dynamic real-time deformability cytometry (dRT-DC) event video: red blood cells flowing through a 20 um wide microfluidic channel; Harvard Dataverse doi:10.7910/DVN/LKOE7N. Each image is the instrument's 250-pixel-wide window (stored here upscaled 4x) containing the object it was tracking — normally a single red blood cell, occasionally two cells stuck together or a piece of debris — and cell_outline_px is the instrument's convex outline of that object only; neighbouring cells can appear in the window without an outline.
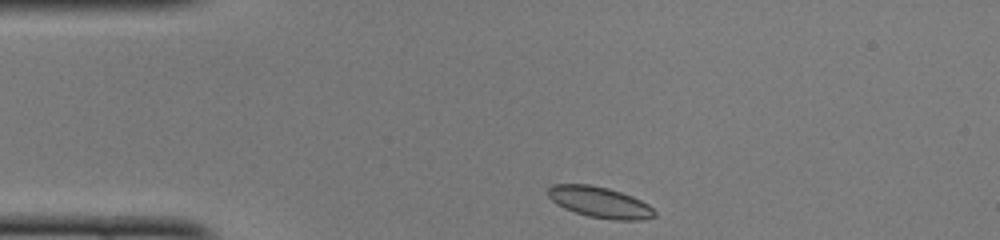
{"species": "common noctule bat (a hibernating species)", "species_latin": "Nyctalus noctula", "temperature_condition": "cold", "stored_images_in_passage": 40, "camera_frame_rate_fps": 3000, "um_per_image_px": 0.085, "animal": {"sex": "female", "body_mass_g": 22.0, "forearm_length_mm": 56.7}, "frame": {"image": 1, "passage_image": 1, "time_ms": 0.0, "image_size_px": [1000, 240], "cell_outline_px": [[656, 216], [640, 220], [612, 220], [588, 216], [564, 208], [556, 204], [548, 196], [548, 188], [552, 184], [588, 184], [608, 188], [632, 196], [648, 204], [656, 212]], "centroid_in_image_um": [50.98, 17.19], "position_along_channel_um": 34.0, "area_um2": 19.19}}
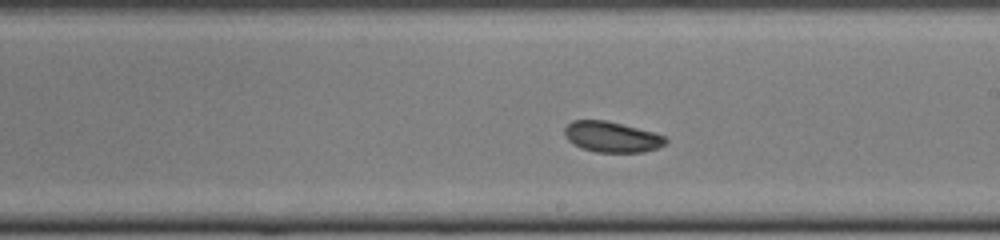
{"frame": {"image": 2, "passage_image": 19, "time_ms": 6.0, "image_size_px": [1000, 240], "cell_outline_px": [[668, 140], [664, 144], [656, 148], [644, 152], [596, 152], [580, 148], [572, 144], [564, 136], [564, 128], [572, 120], [604, 120], [652, 132], [664, 136]], "centroid_in_image_um": [51.94, 11.64], "position_along_channel_um": 237.1, "area_um2": 17.92}}
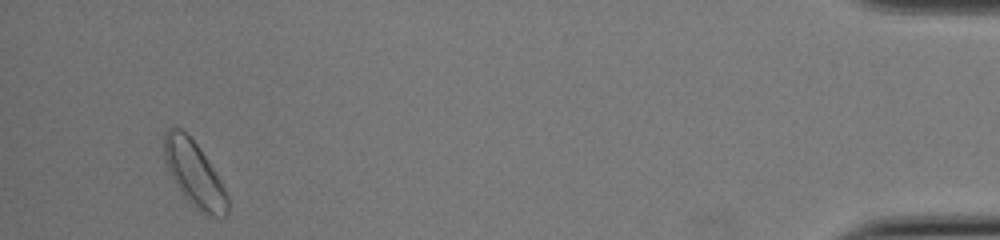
{"frame": {"image": 3, "passage_image": 38, "time_ms": 12.333, "image_size_px": [1000, 240], "cell_outline_px": [[228, 216], [204, 216], [180, 192], [164, 160], [164, 132], [168, 128], [180, 128], [200, 148], [208, 160], [228, 192]], "centroid_in_image_um": [16.54, 14.81], "position_along_channel_um": 418.7, "area_um2": 24.04}, "authors_computed_cell_mechanics": {"area_um2": 18.6694, "velocity_mm_per_s": 4.0316, "shape_relaxation_time_tau1_ms": 2.3517, "shape_relaxation_time_tau2_ms": null, "deformation_change_tau1": 0.0481, "deformation_change_tau2": null}}